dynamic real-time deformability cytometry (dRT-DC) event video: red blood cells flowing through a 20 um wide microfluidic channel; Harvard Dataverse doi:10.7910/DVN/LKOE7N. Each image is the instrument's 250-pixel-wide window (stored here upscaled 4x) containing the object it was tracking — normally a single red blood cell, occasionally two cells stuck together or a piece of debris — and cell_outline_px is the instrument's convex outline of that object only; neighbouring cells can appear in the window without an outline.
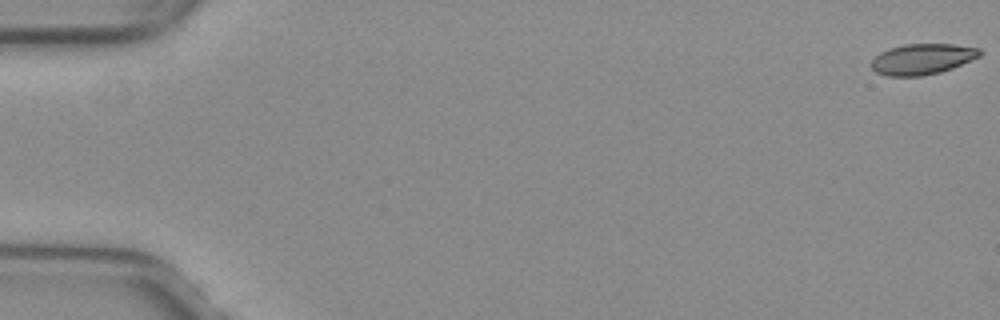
{"species": "common noctule bat (a hibernating species)", "species_latin": "Nyctalus noctula", "temperature_condition": "warm", "stored_images_in_passage": 49, "camera_frame_rate_fps": 3000, "um_per_image_px": 0.085, "animal": {"sex": "female", "body_mass_g": 29.2, "forearm_length_mm": 56.3}, "frame": {"image": 1, "passage_image": 1, "time_ms": 0.0, "image_size_px": [1000, 320], "cell_outline_px": [[980, 56], [952, 68], [940, 72], [920, 76], [888, 76], [876, 72], [872, 68], [872, 60], [880, 52], [888, 48], [904, 44], [952, 44], [980, 48]], "centroid_in_image_um": [78.38, 5.01], "position_along_channel_um": 6.6, "area_um2": 19.31}}
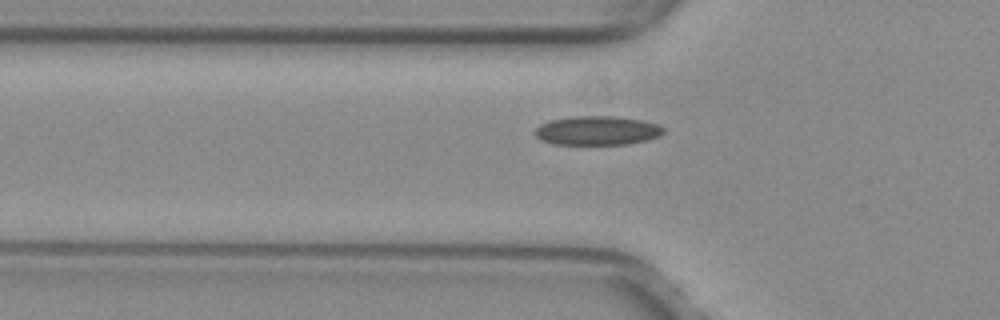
{"frame": {"image": 2, "passage_image": 19, "time_ms": 6.0, "image_size_px": [1000, 320], "cell_outline_px": [[664, 132], [660, 136], [628, 144], [552, 144], [536, 136], [536, 128], [540, 124], [552, 120], [572, 116], [616, 116], [640, 120], [660, 124], [664, 128]], "centroid_in_image_um": [50.8, 11.09], "position_along_channel_um": 75.0, "area_um2": 21.62}}
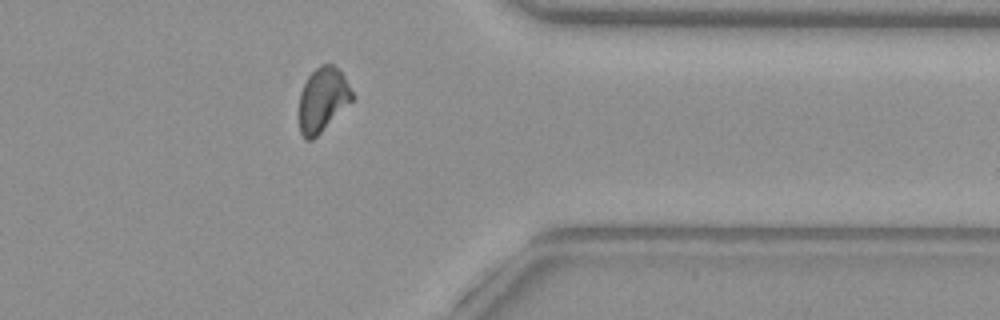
{"frame": {"image": 3, "passage_image": 43, "time_ms": 14.0, "image_size_px": [1000, 320], "cell_outline_px": [[356, 96], [312, 140], [304, 140], [300, 132], [300, 92], [308, 76], [320, 64], [332, 64], [340, 68]], "centroid_in_image_um": [27.45, 8.42], "position_along_channel_um": 384.0, "area_um2": 19.77}, "authors_computed_cell_mechanics": {"area_um2": 20.4034, "velocity_mm_per_s": 3.9991, "shape_relaxation_time_tau1_ms": null, "shape_relaxation_time_tau2_ms": 2.4612, "deformation_change_tau1": null, "deformation_change_tau2": 0.0735}}